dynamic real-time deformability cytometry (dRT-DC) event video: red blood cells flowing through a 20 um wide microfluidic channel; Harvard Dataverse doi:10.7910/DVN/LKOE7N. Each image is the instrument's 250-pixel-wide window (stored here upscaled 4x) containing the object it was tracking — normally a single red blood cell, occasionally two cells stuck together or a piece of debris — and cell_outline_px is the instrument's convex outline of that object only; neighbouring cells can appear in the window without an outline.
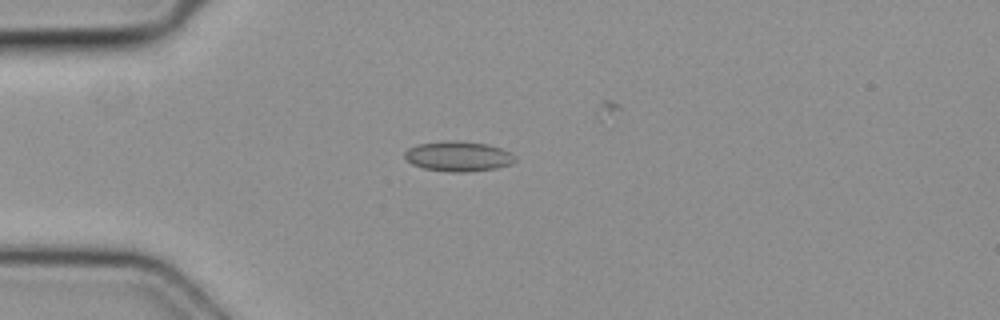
{"species": "common noctule bat (a hibernating species)", "species_latin": "Nyctalus noctula", "temperature_condition": "cold", "stored_images_in_passage": 5, "camera_frame_rate_fps": 3000, "um_per_image_px": 0.085, "animal": {"sex": "female", "body_mass_g": 19.3, "forearm_length_mm": 54.1}, "frame": {"image": 1, "passage_image": 3, "time_ms": 0.667, "image_size_px": [1000, 320], "cell_outline_px": [[516, 160], [512, 164], [496, 168], [464, 172], [448, 172], [424, 168], [412, 164], [404, 156], [404, 152], [408, 148], [416, 144], [444, 140], [460, 140], [488, 144], [500, 148], [516, 156]], "centroid_in_image_um": [38.94, 13.27], "position_along_channel_um": 46.1, "area_um2": 19.54}}